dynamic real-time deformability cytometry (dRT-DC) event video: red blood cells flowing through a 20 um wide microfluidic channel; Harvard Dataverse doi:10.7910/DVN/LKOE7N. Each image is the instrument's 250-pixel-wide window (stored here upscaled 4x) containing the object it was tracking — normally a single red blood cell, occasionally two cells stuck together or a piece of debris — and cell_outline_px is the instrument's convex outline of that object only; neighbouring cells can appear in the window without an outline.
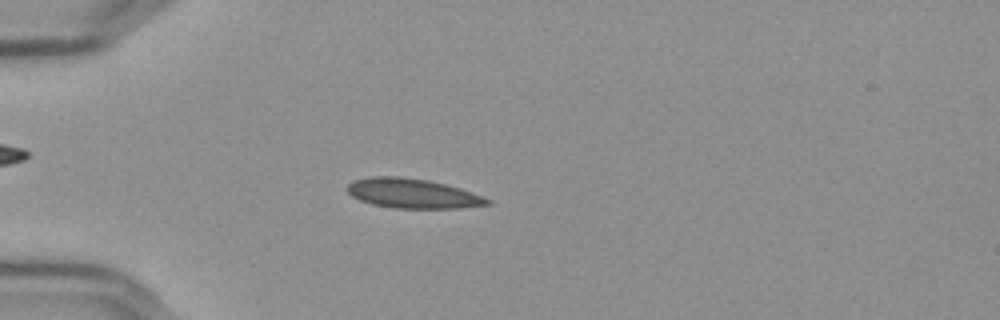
{"species": "Egyptian fruit bat (a non-hibernating species)", "species_latin": "Rousettus aegyptiacus", "temperature_condition": "cold", "stored_images_in_passage": 47, "camera_frame_rate_fps": 3000, "um_per_image_px": 0.085, "frame": {"image": 1, "passage_image": 7, "time_ms": 2.0, "image_size_px": [1000, 320], "cell_outline_px": [[492, 204], [460, 208], [396, 208], [372, 204], [360, 200], [352, 196], [348, 192], [348, 184], [352, 180], [372, 176], [400, 176], [428, 180], [460, 188], [492, 200]], "centroid_in_image_um": [35.07, 16.44], "position_along_channel_um": 49.9, "area_um2": 24.1}}
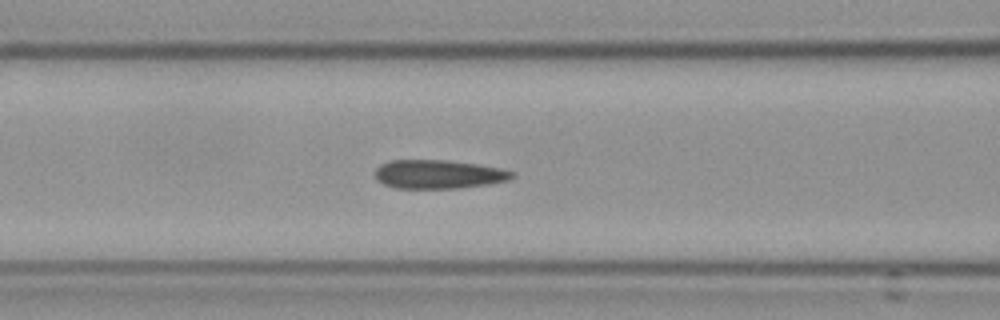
{"frame": {"image": 2, "passage_image": 15, "time_ms": 4.667, "image_size_px": [1000, 320], "cell_outline_px": [[516, 176], [508, 180], [488, 184], [460, 188], [396, 188], [384, 184], [376, 180], [376, 168], [380, 164], [392, 160], [444, 160], [476, 164], [500, 168], [516, 172]], "centroid_in_image_um": [37.29, 14.81], "position_along_channel_um": 129.3, "area_um2": 22.95}}
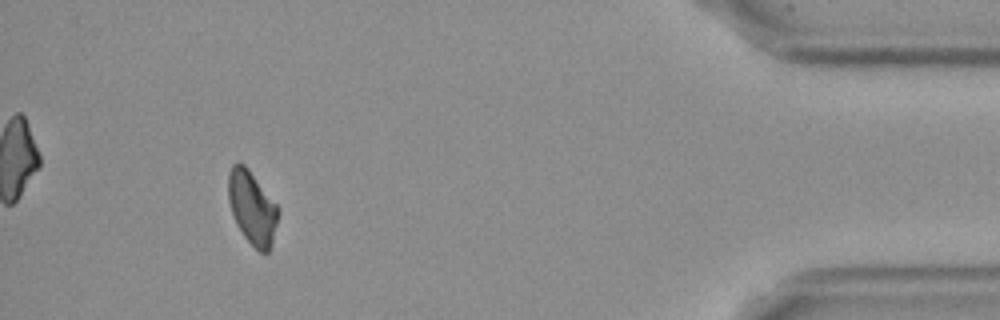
{"frame": {"image": 3, "passage_image": 43, "time_ms": 14.0, "image_size_px": [1000, 320], "cell_outline_px": [[280, 212], [272, 244], [268, 252], [260, 252], [244, 236], [236, 224], [228, 200], [228, 172], [232, 164], [244, 164], [248, 168], [276, 204]], "centroid_in_image_um": [21.43, 17.65], "position_along_channel_um": 413.8, "area_um2": 21.15}, "authors_computed_cell_mechanics": {"area_um2": 22.831, "velocity_mm_per_s": 3.645, "shape_relaxation_time_tau1_ms": null, "shape_relaxation_time_tau2_ms": 8.3035, "deformation_change_tau1": null, "deformation_change_tau2": 0.1376}}